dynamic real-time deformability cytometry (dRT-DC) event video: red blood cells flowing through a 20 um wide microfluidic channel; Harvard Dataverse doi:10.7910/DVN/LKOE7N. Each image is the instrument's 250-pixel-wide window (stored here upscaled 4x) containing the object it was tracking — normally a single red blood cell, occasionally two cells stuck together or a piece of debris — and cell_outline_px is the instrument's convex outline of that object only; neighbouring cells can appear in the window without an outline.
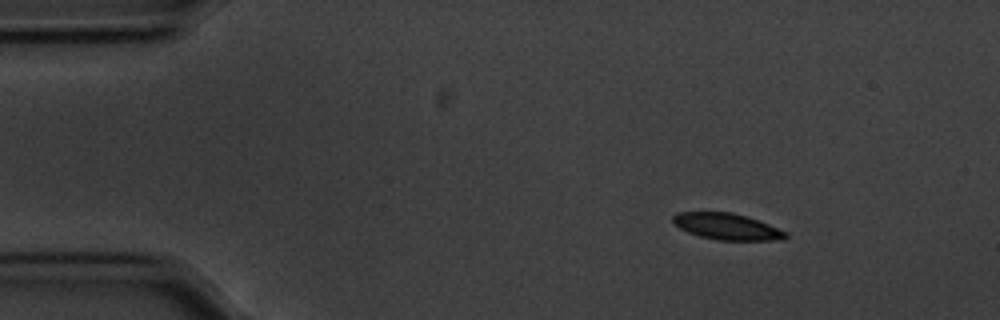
{"species": "common noctule bat (a hibernating species)", "species_latin": "Nyctalus noctula", "temperature_condition": "cold", "stored_images_in_passage": 50, "camera_frame_rate_fps": 3000, "um_per_image_px": 0.085, "animal": {"sex": "male", "body_mass_g": 20.1, "forearm_length_mm": 53.5}, "frame": {"image": 1, "passage_image": 1, "time_ms": 0.0, "image_size_px": [1000, 320], "cell_outline_px": [[788, 236], [784, 240], [716, 240], [700, 236], [688, 232], [680, 228], [672, 220], [672, 216], [676, 212], [732, 212], [768, 224], [788, 232]], "centroid_in_image_um": [61.79, 19.26], "position_along_channel_um": 23.2, "area_um2": 17.22}}
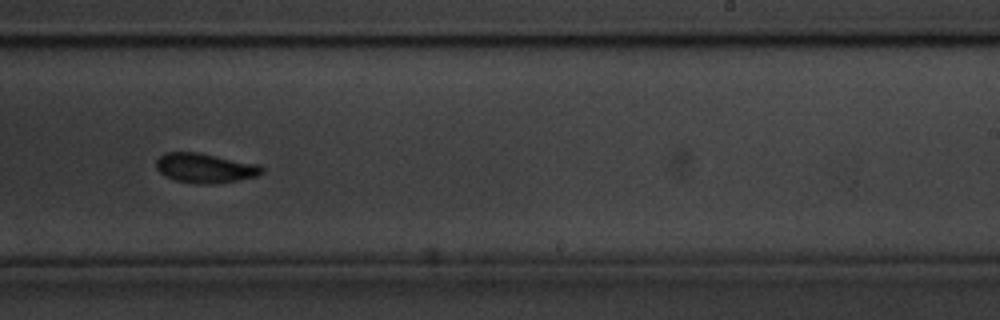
{"frame": {"image": 2, "passage_image": 28, "time_ms": 9.0, "image_size_px": [1000, 320], "cell_outline_px": [[264, 172], [256, 176], [236, 180], [212, 184], [196, 184], [176, 180], [164, 176], [156, 168], [156, 160], [164, 152], [196, 152], [260, 164], [264, 168]], "centroid_in_image_um": [17.42, 14.28], "position_along_channel_um": 271.6, "area_um2": 18.26}}
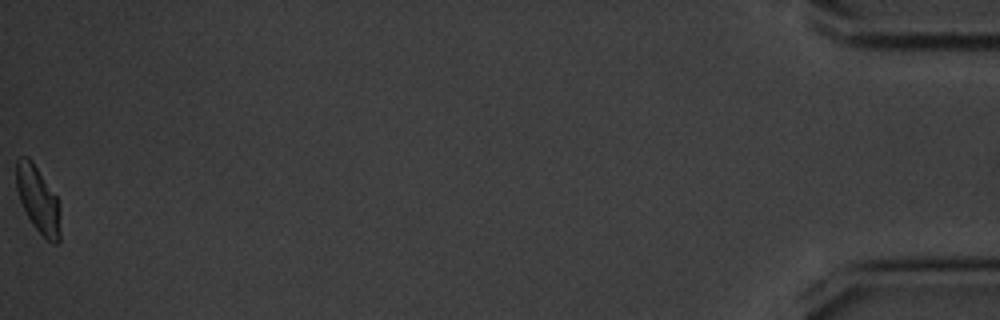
{"frame": {"image": 3, "passage_image": 50, "time_ms": 16.333, "image_size_px": [1000, 320], "cell_outline_px": [[60, 240], [56, 244], [52, 244], [32, 224], [20, 200], [16, 188], [16, 160], [20, 156], [28, 156], [32, 160], [56, 196], [60, 204]], "centroid_in_image_um": [3.24, 16.95], "position_along_channel_um": 432.0, "area_um2": 17.05}, "authors_computed_cell_mechanics": {"area_um2": 18.1781, "velocity_mm_per_s": 3.5341, "shape_relaxation_time_tau1_ms": 1.975, "shape_relaxation_time_tau2_ms": 4.0789, "deformation_change_tau1": 0.1048, "deformation_change_tau2": 0.0743}}